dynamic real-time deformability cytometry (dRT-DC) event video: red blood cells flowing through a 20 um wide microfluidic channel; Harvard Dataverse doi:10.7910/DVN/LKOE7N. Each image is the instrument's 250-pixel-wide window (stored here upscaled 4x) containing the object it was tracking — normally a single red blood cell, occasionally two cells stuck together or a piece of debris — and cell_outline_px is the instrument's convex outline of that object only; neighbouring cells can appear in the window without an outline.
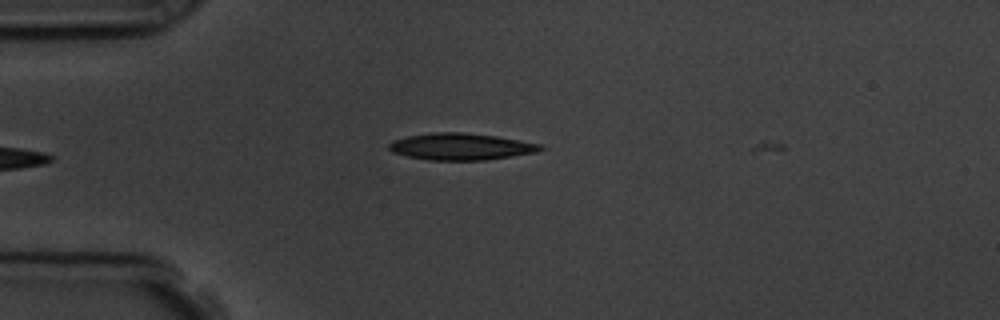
{"species": "common noctule bat (a hibernating species)", "species_latin": "Nyctalus noctula", "temperature_condition": "room temperature", "stored_images_in_passage": 4, "camera_frame_rate_fps": 3000, "um_per_image_px": 0.085, "animal": {"sex": "male", "body_mass_g": 19.5, "forearm_length_mm": 54.6}, "frame": {"image": 1, "passage_image": 3, "time_ms": 3.333, "image_size_px": [1000, 320], "cell_outline_px": [[544, 148], [536, 152], [512, 156], [484, 160], [432, 160], [408, 156], [392, 152], [388, 148], [388, 144], [392, 140], [408, 136], [432, 132], [464, 132], [496, 136], [520, 140], [540, 144]], "centroid_in_image_um": [39.15, 12.45], "position_along_channel_um": 45.8, "area_um2": 23.52}}